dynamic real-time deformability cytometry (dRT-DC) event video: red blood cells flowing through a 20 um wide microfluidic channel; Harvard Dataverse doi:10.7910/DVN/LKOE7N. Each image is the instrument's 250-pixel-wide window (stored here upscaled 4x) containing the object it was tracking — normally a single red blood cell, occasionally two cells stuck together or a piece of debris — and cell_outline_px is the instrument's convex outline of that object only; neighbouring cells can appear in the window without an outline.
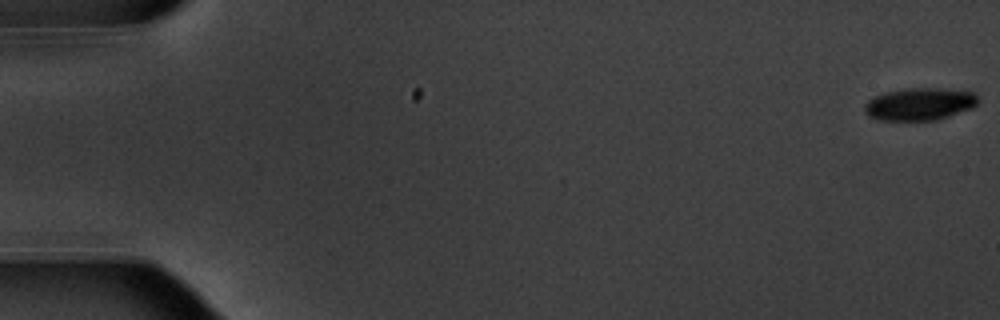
{"species": "common noctule bat (a hibernating species)", "species_latin": "Nyctalus noctula", "temperature_condition": "warm", "stored_images_in_passage": 55, "camera_frame_rate_fps": 3000, "um_per_image_px": 0.085, "animal": {"sex": "male", "body_mass_g": 20.1, "forearm_length_mm": 53.5}, "frame": {"image": 1, "passage_image": 1, "time_ms": 0.0, "image_size_px": [1000, 320], "cell_outline_px": [[976, 104], [972, 108], [936, 120], [880, 120], [868, 116], [864, 112], [864, 104], [868, 100], [884, 92], [908, 88], [936, 88], [976, 92]], "centroid_in_image_um": [78.13, 8.84], "position_along_channel_um": 6.9, "area_um2": 21.33}}
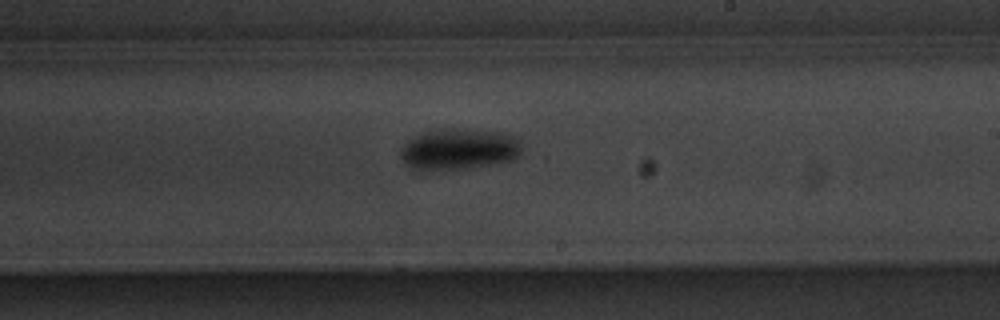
{"frame": {"image": 2, "passage_image": 33, "time_ms": 10.667, "image_size_px": [1000, 320], "cell_outline_px": [[520, 156], [512, 160], [468, 168], [416, 168], [404, 164], [400, 156], [400, 148], [408, 140], [424, 132], [440, 128], [468, 128], [504, 132], [516, 136], [520, 140]], "centroid_in_image_um": [39.05, 12.62], "position_along_channel_um": 249.9, "area_um2": 29.02}}
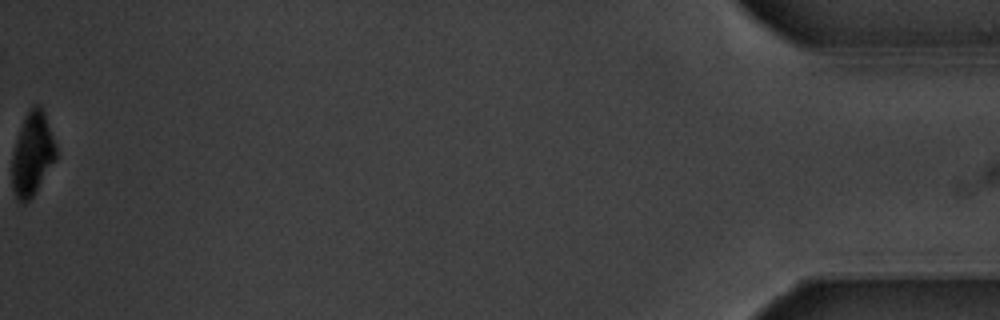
{"frame": {"image": 3, "passage_image": 55, "time_ms": 18.0, "image_size_px": [1000, 320], "cell_outline_px": [[56, 156], [32, 196], [24, 204], [16, 200], [12, 188], [12, 156], [16, 140], [24, 120], [28, 112], [36, 104], [40, 104], [44, 112], [56, 148]], "centroid_in_image_um": [2.71, 13.12], "position_along_channel_um": 432.5, "area_um2": 20.58}, "authors_computed_cell_mechanics": {"area_um2": 23.6402, "velocity_mm_per_s": 3.7826, "shape_relaxation_time_tau1_ms": 1.9253, "shape_relaxation_time_tau2_ms": null, "deformation_change_tau1": 0.1345, "deformation_change_tau2": null}}